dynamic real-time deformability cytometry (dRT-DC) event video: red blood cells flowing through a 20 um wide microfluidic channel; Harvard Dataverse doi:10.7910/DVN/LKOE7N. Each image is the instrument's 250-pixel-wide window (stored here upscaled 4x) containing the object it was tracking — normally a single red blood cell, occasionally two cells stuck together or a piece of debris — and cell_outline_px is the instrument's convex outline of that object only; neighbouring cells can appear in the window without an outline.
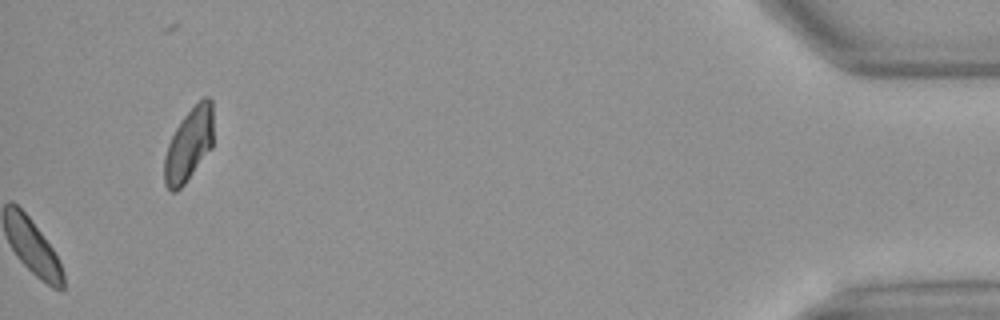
{"species": "Egyptian fruit bat (a non-hibernating species)", "species_latin": "Rousettus aegyptiacus", "temperature_condition": "warm", "stored_images_in_passage": 45, "camera_frame_rate_fps": 3000, "um_per_image_px": 0.085, "animal": {"sex": "female"}, "frame": {"image": 1, "passage_image": 45, "time_ms": 14.667, "image_size_px": [1000, 320], "cell_outline_px": [[212, 148], [184, 184], [176, 192], [172, 192], [164, 184], [164, 156], [168, 144], [176, 128], [184, 116], [204, 96], [208, 96], [212, 100]], "centroid_in_image_um": [16.05, 12.31], "position_along_channel_um": 419.2, "area_um2": 20.69}, "authors_computed_cell_mechanics": {"area_um2": 20.23, "velocity_mm_per_s": 4.0761, "shape_relaxation_time_tau1_ms": 4.3025, "shape_relaxation_time_tau2_ms": 4.3952, "deformation_change_tau1": 0.085, "deformation_change_tau2": 0.0856}}